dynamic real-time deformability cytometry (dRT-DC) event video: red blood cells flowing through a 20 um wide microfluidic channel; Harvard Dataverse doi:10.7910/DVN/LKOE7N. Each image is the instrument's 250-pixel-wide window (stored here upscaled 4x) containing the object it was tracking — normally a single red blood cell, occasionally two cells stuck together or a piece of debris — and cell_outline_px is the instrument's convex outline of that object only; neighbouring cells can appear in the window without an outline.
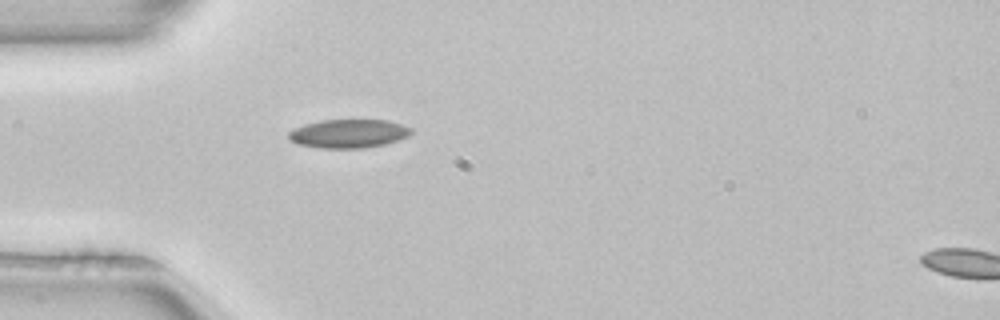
{"species": "common noctule bat (a hibernating species)", "species_latin": "Nyctalus noctula", "temperature_condition": "room temperature", "stored_images_in_passage": 2, "segment_of_instrument_passage": [1, 2], "camera_frame_rate_fps": 3000, "um_per_image_px": 0.085, "animal": {"sex": "female", "body_mass_g": 22.7, "forearm_length_mm": 54.2}, "frame": {"image": 1, "passage_image": 1, "time_ms": 0.0, "image_size_px": [1000, 320], "cell_outline_px": [[412, 132], [408, 136], [384, 144], [364, 148], [320, 148], [296, 144], [288, 140], [288, 132], [292, 128], [304, 124], [320, 120], [388, 120], [412, 128]], "centroid_in_image_um": [29.56, 11.35], "position_along_channel_um": 55.4, "area_um2": 20.58}}